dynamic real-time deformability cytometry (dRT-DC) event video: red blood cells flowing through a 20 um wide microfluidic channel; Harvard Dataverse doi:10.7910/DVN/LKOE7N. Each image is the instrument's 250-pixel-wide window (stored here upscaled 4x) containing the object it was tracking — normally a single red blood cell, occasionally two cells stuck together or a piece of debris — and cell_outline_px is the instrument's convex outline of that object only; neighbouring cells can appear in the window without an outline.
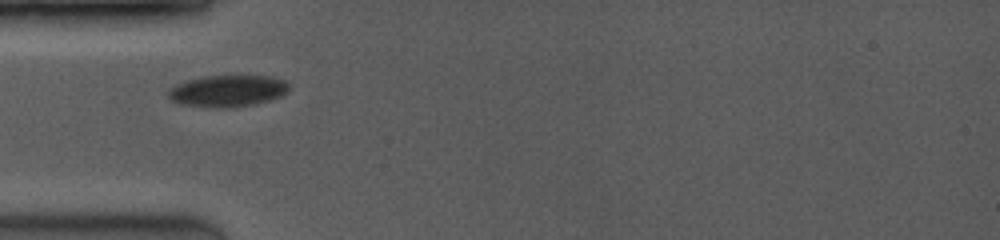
{"species": "common noctule bat (a hibernating species)", "species_latin": "Nyctalus noctula", "temperature_condition": "room temperature", "stored_images_in_passage": 3, "camera_frame_rate_fps": 3500, "um_per_image_px": 0.085, "animal": {"sex": "female", "body_mass_g": 19.0, "forearm_length_mm": 53.3}, "frame": {"image": 1, "passage_image": 2, "time_ms": 0.857, "image_size_px": [1000, 240], "cell_outline_px": [[288, 88], [280, 96], [256, 104], [232, 108], [212, 108], [180, 104], [172, 100], [168, 96], [168, 88], [176, 84], [188, 80], [204, 76], [240, 72], [268, 76], [284, 80], [288, 84]], "centroid_in_image_um": [19.33, 7.68], "position_along_channel_um": 65.7, "area_um2": 23.18}}